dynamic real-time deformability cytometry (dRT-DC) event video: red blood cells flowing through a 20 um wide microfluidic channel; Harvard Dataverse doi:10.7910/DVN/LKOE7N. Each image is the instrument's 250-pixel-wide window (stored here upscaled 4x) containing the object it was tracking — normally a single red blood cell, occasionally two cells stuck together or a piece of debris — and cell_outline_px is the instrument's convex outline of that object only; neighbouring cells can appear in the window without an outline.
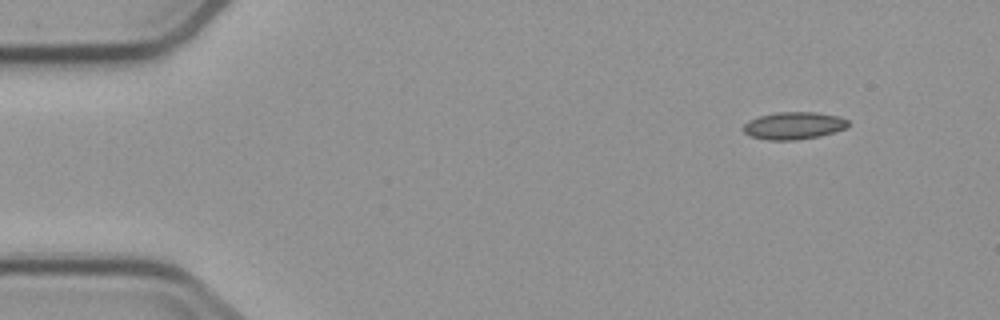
{"species": "common noctule bat (a hibernating species)", "species_latin": "Nyctalus noctula", "temperature_condition": "cold", "stored_images_in_passage": 6, "camera_frame_rate_fps": 3000, "um_per_image_px": 0.085, "animal": {"sex": "male", "body_mass_g": 23.1, "forearm_length_mm": 52.7}, "frame": {"image": 1, "passage_image": 6, "time_ms": 6.0, "image_size_px": [1000, 320], "cell_outline_px": [[848, 128], [820, 136], [796, 140], [768, 140], [748, 136], [744, 132], [744, 124], [748, 120], [760, 116], [776, 112], [816, 112], [840, 116], [848, 120]], "centroid_in_image_um": [67.48, 10.68], "position_along_channel_um": 17.5, "area_um2": 16.88}}